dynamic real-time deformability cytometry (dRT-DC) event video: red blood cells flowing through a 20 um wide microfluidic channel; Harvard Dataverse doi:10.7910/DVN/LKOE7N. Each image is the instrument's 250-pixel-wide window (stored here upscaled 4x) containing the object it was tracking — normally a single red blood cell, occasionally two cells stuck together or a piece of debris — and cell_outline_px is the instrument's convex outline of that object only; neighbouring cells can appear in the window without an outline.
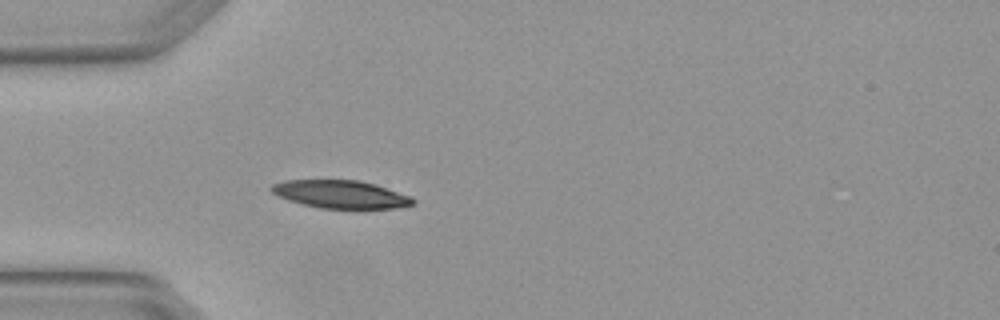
{"species": "Egyptian fruit bat (a non-hibernating species)", "species_latin": "Rousettus aegyptiacus", "temperature_condition": "warm", "stored_images_in_passage": 1, "camera_frame_rate_fps": 3000, "um_per_image_px": 0.085, "animal": {"sex": "female"}, "frame": {"image": 1, "passage_image": 1, "time_ms": 0.0, "image_size_px": [1000, 320], "cell_outline_px": [[416, 200], [412, 204], [396, 208], [320, 208], [288, 200], [272, 192], [268, 188], [272, 184], [284, 180], [360, 180], [376, 184], [412, 196]], "centroid_in_image_um": [28.97, 16.5], "position_along_channel_um": 56.0, "area_um2": 23.0}}